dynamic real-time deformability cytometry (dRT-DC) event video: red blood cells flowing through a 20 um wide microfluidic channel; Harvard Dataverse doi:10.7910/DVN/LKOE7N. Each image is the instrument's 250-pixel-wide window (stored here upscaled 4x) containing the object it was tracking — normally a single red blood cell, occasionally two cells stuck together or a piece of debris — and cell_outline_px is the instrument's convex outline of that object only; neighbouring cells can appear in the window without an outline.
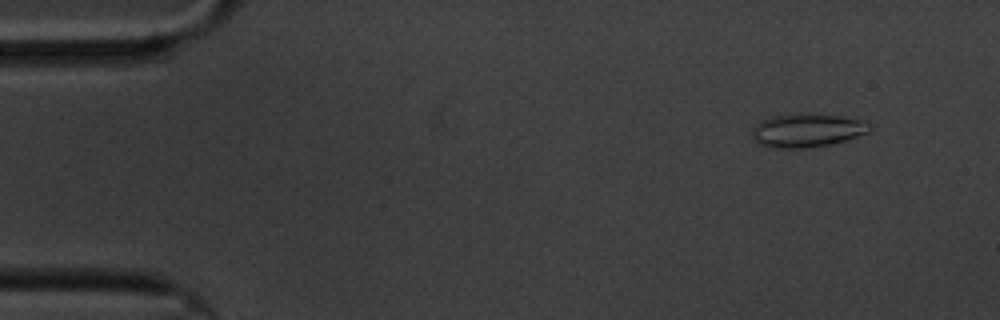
{"species": "common noctule bat (a hibernating species)", "species_latin": "Nyctalus noctula", "temperature_condition": "cold", "stored_images_in_passage": 55, "camera_frame_rate_fps": 3000, "um_per_image_px": 0.085, "animal": {"sex": "male", "body_mass_g": 20.1, "forearm_length_mm": 53.5}, "frame": {"image": 1, "passage_image": 1, "time_ms": 0.0, "image_size_px": [1000, 320], "cell_outline_px": [[872, 128], [868, 132], [844, 140], [828, 144], [808, 148], [768, 148], [760, 144], [752, 136], [752, 128], [756, 124], [772, 116], [796, 112], [804, 112], [840, 116], [860, 120], [872, 124]], "centroid_in_image_um": [68.57, 11.06], "position_along_channel_um": 16.4, "area_um2": 23.12}}
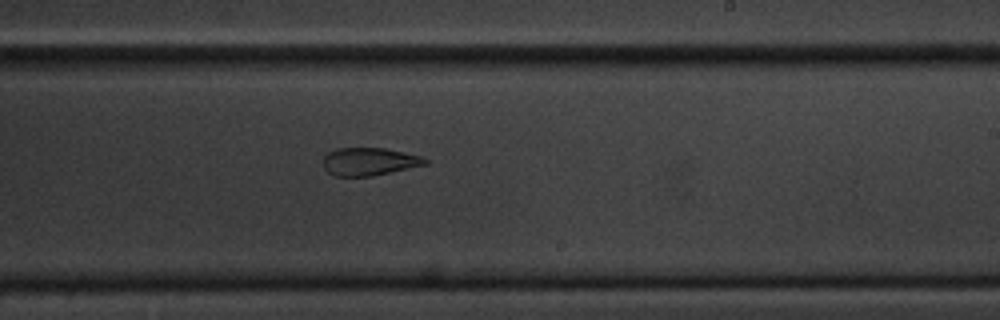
{"frame": {"image": 2, "passage_image": 31, "time_ms": 10.0, "image_size_px": [1000, 320], "cell_outline_px": [[428, 164], [372, 176], [332, 176], [324, 168], [324, 156], [328, 152], [336, 148], [384, 148], [420, 156], [428, 160]], "centroid_in_image_um": [31.36, 13.74], "position_along_channel_um": 257.6, "area_um2": 16.47}}
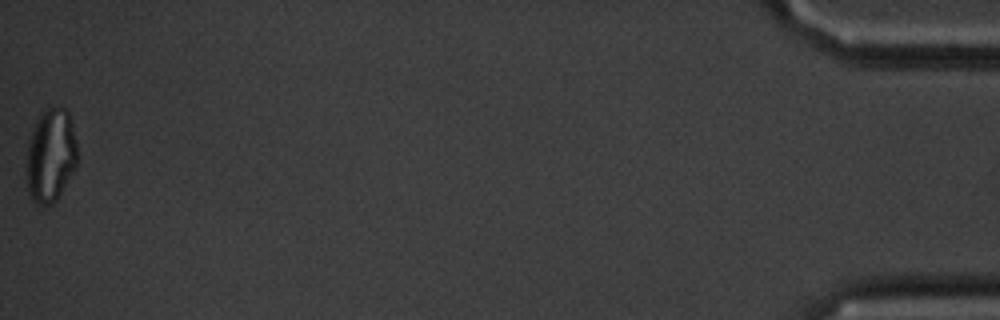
{"frame": {"image": 3, "passage_image": 55, "time_ms": 18.0, "image_size_px": [1000, 320], "cell_outline_px": [[76, 164], [56, 200], [52, 204], [44, 208], [36, 204], [32, 200], [28, 192], [24, 164], [28, 140], [36, 120], [40, 112], [44, 108], [60, 104], [68, 112], [72, 124], [76, 140]], "centroid_in_image_um": [4.25, 13.19], "position_along_channel_um": 431.0, "area_um2": 28.44}, "authors_computed_cell_mechanics": {"area_um2": 20.1144, "velocity_mm_per_s": 3.3686, "shape_relaxation_time_tau1_ms": null, "shape_relaxation_time_tau2_ms": 3.9404, "deformation_change_tau1": null, "deformation_change_tau2": 0.101}}